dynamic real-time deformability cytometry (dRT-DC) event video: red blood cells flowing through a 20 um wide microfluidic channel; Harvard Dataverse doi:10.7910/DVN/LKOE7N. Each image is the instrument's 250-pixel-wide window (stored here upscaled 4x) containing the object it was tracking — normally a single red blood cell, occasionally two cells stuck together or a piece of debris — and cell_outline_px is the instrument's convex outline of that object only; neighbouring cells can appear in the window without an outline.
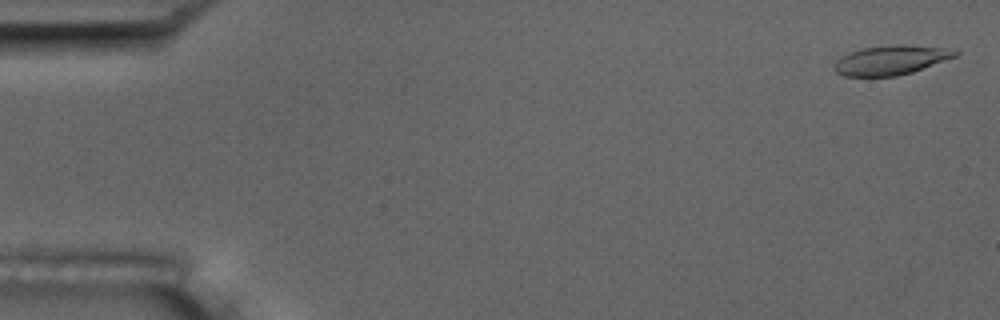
{"species": "common noctule bat (a hibernating species)", "species_latin": "Nyctalus noctula", "temperature_condition": "room temperature", "stored_images_in_passage": 56, "camera_frame_rate_fps": 3000, "um_per_image_px": 0.085, "animal": {"sex": "male", "body_mass_g": 17.5, "forearm_length_mm": 52.3}, "frame": {"image": 1, "passage_image": 2, "time_ms": 0.333, "image_size_px": [1000, 320], "cell_outline_px": [[960, 52], [956, 56], [912, 72], [896, 76], [844, 76], [836, 72], [836, 60], [852, 52], [864, 48], [896, 44], [940, 48]], "centroid_in_image_um": [75.72, 5.12], "position_along_channel_um": 9.3, "area_um2": 20.0}}
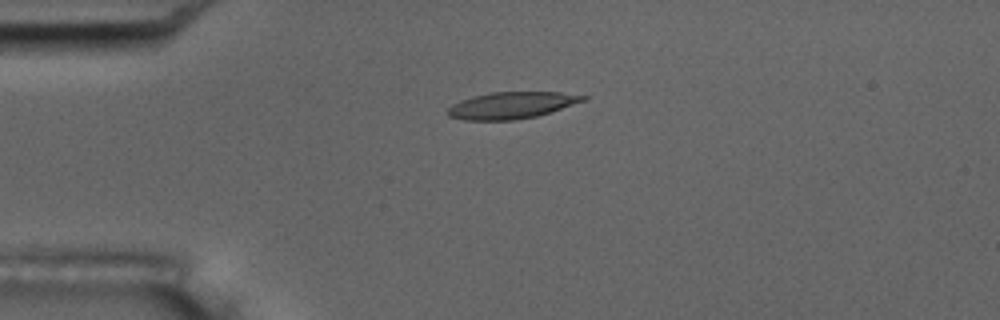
{"frame": {"image": 2, "passage_image": 14, "time_ms": 4.333, "image_size_px": [1000, 320], "cell_outline_px": [[588, 100], [536, 116], [512, 120], [464, 120], [448, 116], [448, 108], [452, 104], [460, 100], [472, 96], [488, 92], [560, 92], [588, 96]], "centroid_in_image_um": [43.48, 8.94], "position_along_channel_um": 41.5, "area_um2": 21.1}}
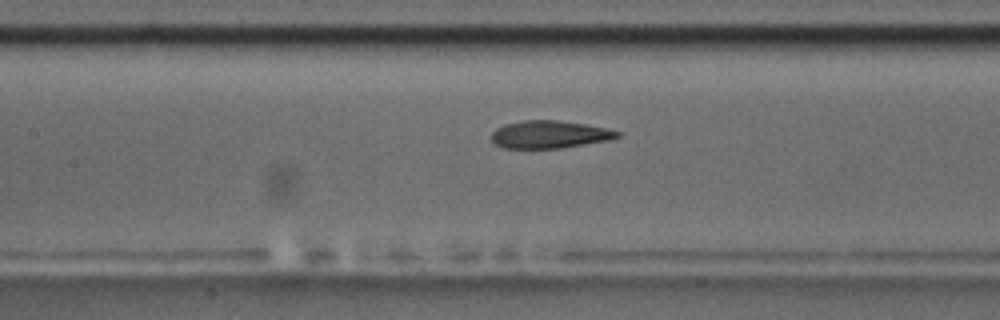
{"frame": {"image": 3, "passage_image": 26, "time_ms": 8.333, "image_size_px": [1000, 320], "cell_outline_px": [[620, 136], [608, 140], [564, 148], [504, 148], [496, 144], [492, 140], [492, 132], [496, 128], [504, 124], [524, 120], [556, 120], [584, 124], [608, 128], [620, 132]], "centroid_in_image_um": [46.71, 11.43], "position_along_channel_um": 160.7, "area_um2": 20.23}, "authors_computed_cell_mechanics": {"area_um2": 21.2704, "velocity_mm_per_s": 3.6008, "shape_relaxation_time_tau1_ms": null, "shape_relaxation_time_tau2_ms": 1.9034, "deformation_change_tau1": null, "deformation_change_tau2": 0.1054}}